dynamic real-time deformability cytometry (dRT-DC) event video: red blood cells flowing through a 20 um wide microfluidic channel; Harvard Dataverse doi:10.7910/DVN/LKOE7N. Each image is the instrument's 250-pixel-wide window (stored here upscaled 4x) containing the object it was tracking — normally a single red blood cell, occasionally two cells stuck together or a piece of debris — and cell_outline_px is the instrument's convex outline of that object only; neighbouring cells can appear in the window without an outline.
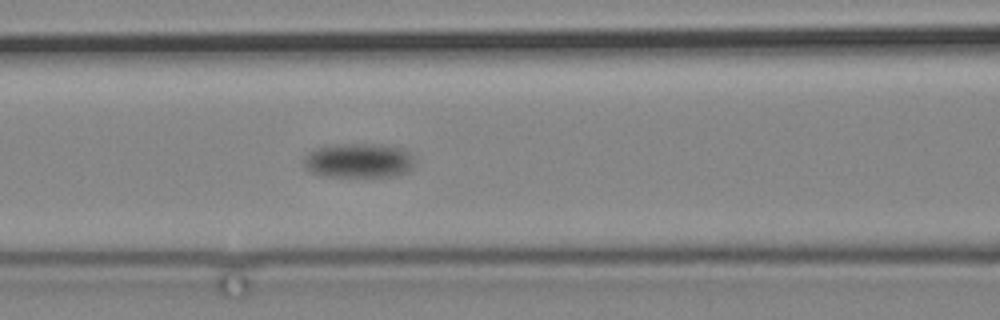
{"species": "common noctule bat (a hibernating species)", "species_latin": "Nyctalus noctula", "temperature_condition": "cold", "stored_images_in_passage": 6, "camera_frame_rate_fps": 3000, "um_per_image_px": 0.085, "animal": {"sex": "male", "body_mass_g": 19.2, "forearm_length_mm": 51.8}, "frame": {"image": 1, "passage_image": 6, "time_ms": 6.0, "image_size_px": [1000, 320], "cell_outline_px": [[412, 168], [408, 172], [396, 176], [324, 176], [312, 172], [304, 164], [304, 160], [308, 152], [320, 148], [336, 144], [364, 144], [400, 148], [408, 152], [412, 156]], "centroid_in_image_um": [30.49, 13.66], "position_along_channel_um": 136.1, "area_um2": 21.73}}